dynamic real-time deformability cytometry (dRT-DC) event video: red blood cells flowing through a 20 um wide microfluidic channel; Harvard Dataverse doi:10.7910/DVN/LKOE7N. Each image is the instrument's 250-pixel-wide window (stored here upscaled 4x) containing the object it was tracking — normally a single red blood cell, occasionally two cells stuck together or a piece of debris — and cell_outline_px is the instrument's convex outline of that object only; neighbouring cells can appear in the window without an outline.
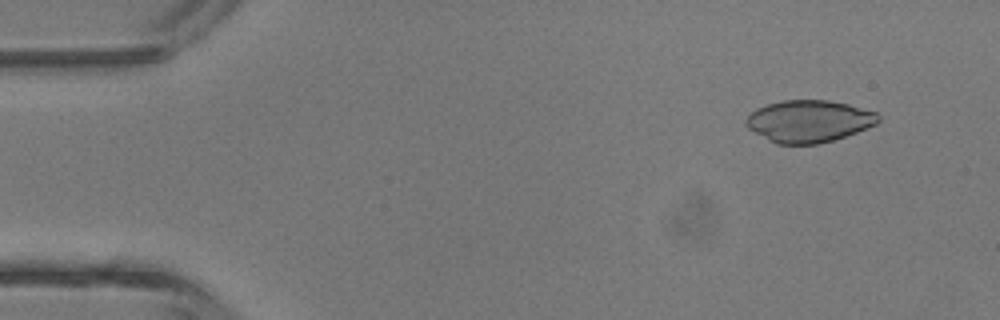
{"species": "common noctule bat (a hibernating species)", "species_latin": "Nyctalus noctula", "temperature_condition": "room temperature", "stored_images_in_passage": 3, "camera_frame_rate_fps": 3000, "um_per_image_px": 0.085, "animal": {"sex": "male", "body_mass_g": 13.3}, "frame": {"image": 1, "passage_image": 1, "time_ms": 0.0, "image_size_px": [1000, 320], "cell_outline_px": [[880, 120], [876, 124], [856, 132], [832, 140], [816, 144], [776, 144], [768, 140], [748, 128], [744, 124], [744, 120], [756, 108], [780, 100], [828, 100], [848, 104], [876, 112], [880, 116]], "centroid_in_image_um": [68.73, 10.29], "position_along_channel_um": 16.3, "area_um2": 32.37}}